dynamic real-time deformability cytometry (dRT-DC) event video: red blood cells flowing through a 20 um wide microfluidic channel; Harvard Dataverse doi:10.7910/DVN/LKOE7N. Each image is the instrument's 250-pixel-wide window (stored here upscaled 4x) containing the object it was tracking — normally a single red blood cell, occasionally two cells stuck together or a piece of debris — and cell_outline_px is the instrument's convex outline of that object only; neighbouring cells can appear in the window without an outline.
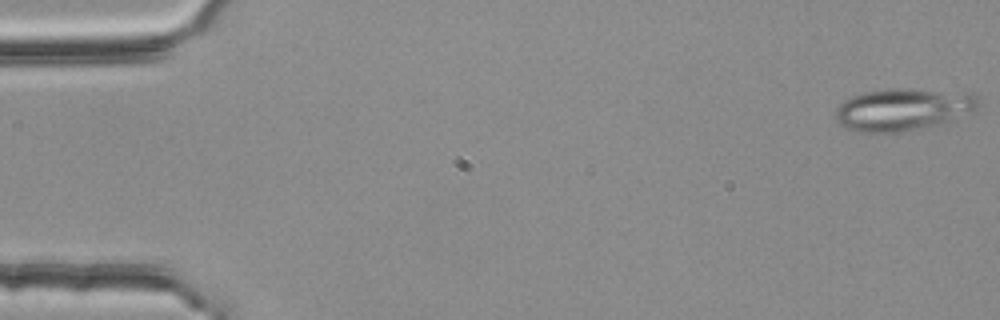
{"species": "common noctule bat (a hibernating species)", "species_latin": "Nyctalus noctula", "temperature_condition": "room temperature", "stored_images_in_passage": 4, "camera_frame_rate_fps": 3000, "um_per_image_px": 0.085, "animal": {"sex": "female", "body_mass_g": 25.1}, "frame": {"image": 1, "passage_image": 1, "time_ms": 0.0, "image_size_px": [1000, 320], "cell_outline_px": [[980, 104], [972, 112], [948, 124], [928, 128], [896, 132], [856, 132], [840, 124], [836, 116], [836, 108], [840, 104], [852, 96], [864, 92], [884, 88], [912, 88], [972, 92], [980, 96]], "centroid_in_image_um": [76.88, 9.29], "position_along_channel_um": 8.1, "area_um2": 36.24}}